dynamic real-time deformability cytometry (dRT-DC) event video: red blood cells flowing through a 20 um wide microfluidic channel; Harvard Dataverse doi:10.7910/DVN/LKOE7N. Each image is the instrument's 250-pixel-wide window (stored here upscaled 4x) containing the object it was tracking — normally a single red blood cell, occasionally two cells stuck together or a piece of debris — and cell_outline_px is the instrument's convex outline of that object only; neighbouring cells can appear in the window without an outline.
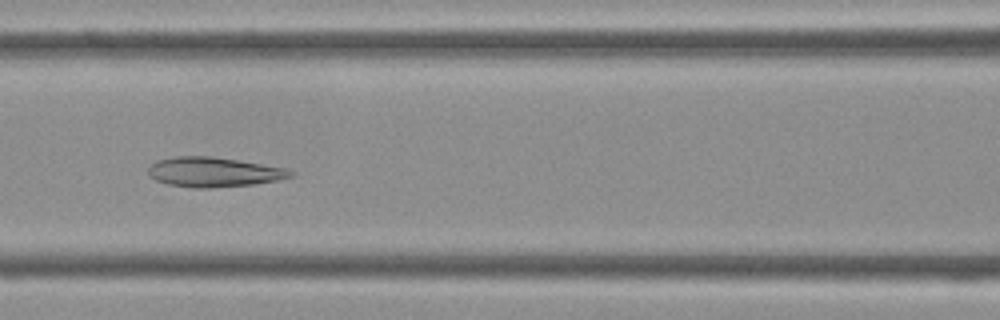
{"species": "Egyptian fruit bat (a non-hibernating species)", "species_latin": "Rousettus aegyptiacus", "temperature_condition": "cold", "stored_images_in_passage": 43, "camera_frame_rate_fps": 3000, "um_per_image_px": 0.085, "frame": {"image": 1, "passage_image": 18, "time_ms": 5.667, "image_size_px": [1000, 320], "cell_outline_px": [[296, 176], [256, 184], [208, 188], [192, 188], [168, 184], [156, 180], [148, 172], [148, 168], [156, 160], [176, 156], [212, 156], [284, 168], [296, 172]], "centroid_in_image_um": [18.18, 14.63], "position_along_channel_um": 148.4, "area_um2": 24.57}}
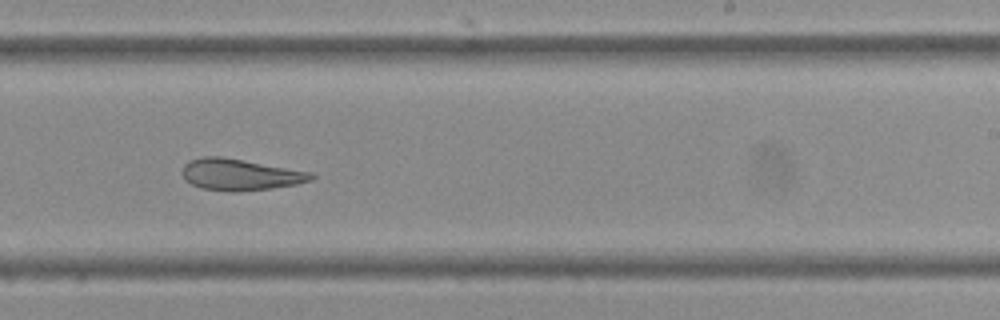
{"frame": {"image": 2, "passage_image": 26, "time_ms": 8.333, "image_size_px": [1000, 320], "cell_outline_px": [[316, 176], [312, 180], [296, 184], [272, 188], [236, 192], [228, 192], [200, 188], [184, 180], [184, 164], [188, 160], [204, 156], [220, 156], [244, 160], [312, 172]], "centroid_in_image_um": [20.41, 14.84], "position_along_channel_um": 268.6, "area_um2": 23.7}}
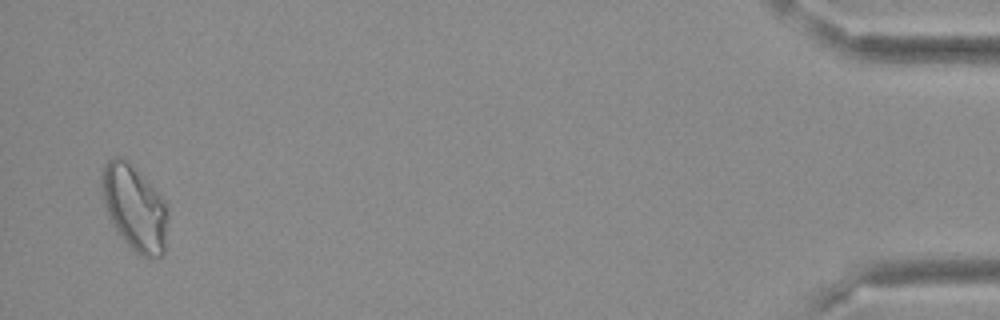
{"frame": {"image": 3, "passage_image": 42, "time_ms": 13.667, "image_size_px": [1000, 320], "cell_outline_px": [[168, 220], [164, 252], [160, 256], [144, 256], [136, 252], [116, 232], [112, 224], [104, 204], [100, 184], [100, 176], [104, 164], [112, 156], [120, 156], [128, 160], [156, 188], [168, 204]], "centroid_in_image_um": [11.43, 17.59], "position_along_channel_um": 423.8, "area_um2": 33.47}}